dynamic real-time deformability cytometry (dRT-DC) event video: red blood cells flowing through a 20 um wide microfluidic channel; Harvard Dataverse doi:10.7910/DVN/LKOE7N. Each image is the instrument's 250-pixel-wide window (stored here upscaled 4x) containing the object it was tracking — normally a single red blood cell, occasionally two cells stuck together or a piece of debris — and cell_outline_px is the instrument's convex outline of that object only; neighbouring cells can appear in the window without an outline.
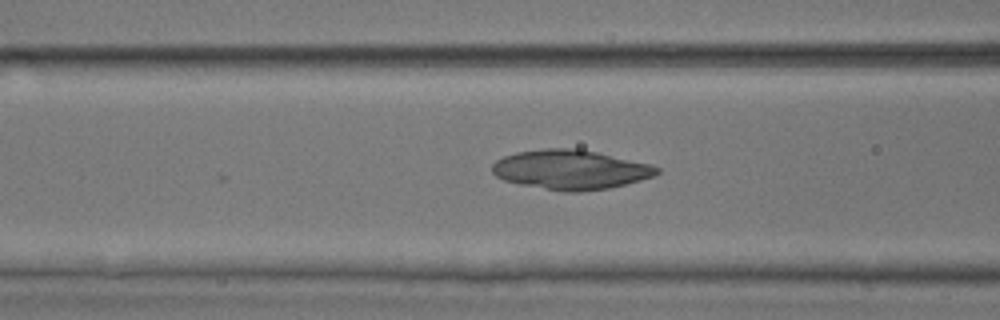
{"species": "common noctule bat (a hibernating species)", "species_latin": "Nyctalus noctula", "temperature_condition": "room temperature", "stored_images_in_passage": 41, "camera_frame_rate_fps": 3000, "um_per_image_px": 0.085, "animal": {"sex": "male", "body_mass_g": 17.9, "forearm_length_mm": 54.2}, "frame": {"image": 1, "passage_image": 21, "time_ms": 6.667, "image_size_px": [1000, 320], "cell_outline_px": [[660, 172], [652, 176], [640, 180], [608, 188], [580, 192], [564, 192], [520, 184], [504, 180], [496, 176], [492, 172], [492, 164], [496, 160], [504, 156], [516, 152], [544, 148], [576, 148], [596, 152], [652, 164], [660, 168]], "centroid_in_image_um": [48.48, 14.41], "position_along_channel_um": 118.1, "area_um2": 37.86}}
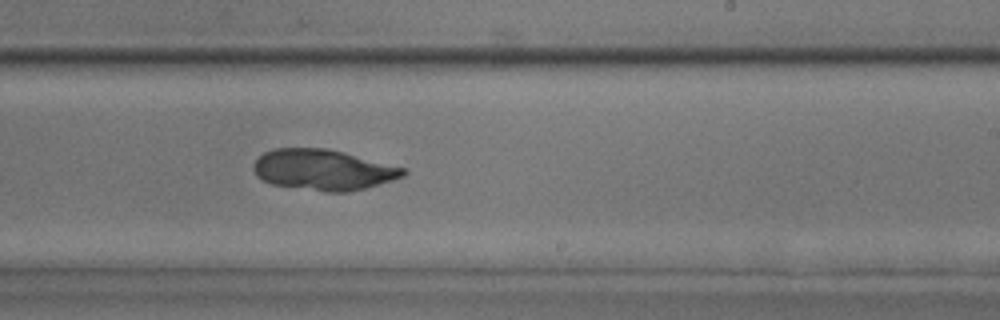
{"frame": {"image": 2, "passage_image": 32, "time_ms": 10.333, "image_size_px": [1000, 320], "cell_outline_px": [[408, 172], [404, 176], [392, 180], [364, 188], [348, 192], [328, 192], [272, 184], [256, 176], [252, 168], [252, 164], [264, 152], [276, 148], [328, 148], [344, 152], [404, 168]], "centroid_in_image_um": [27.45, 14.43], "position_along_channel_um": 261.6, "area_um2": 35.32}}
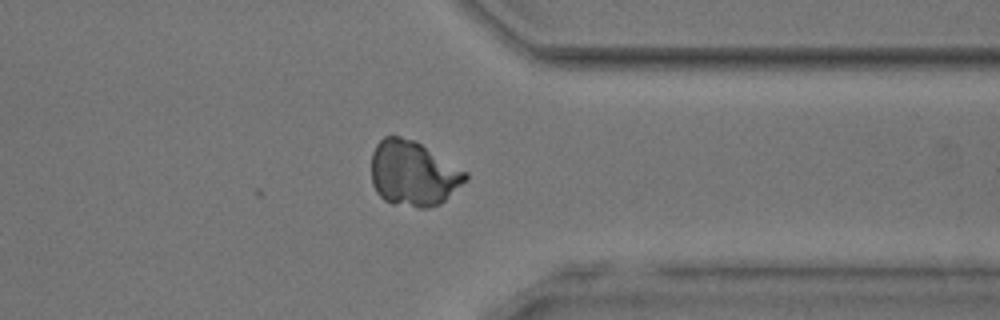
{"frame": {"image": 3, "passage_image": 41, "time_ms": 13.333, "image_size_px": [1000, 320], "cell_outline_px": [[468, 180], [440, 204], [428, 208], [416, 208], [392, 204], [384, 200], [376, 192], [372, 184], [372, 152], [376, 144], [384, 136], [400, 136], [416, 140], [468, 172]], "centroid_in_image_um": [35.13, 14.75], "position_along_channel_um": 376.3, "area_um2": 36.24}}